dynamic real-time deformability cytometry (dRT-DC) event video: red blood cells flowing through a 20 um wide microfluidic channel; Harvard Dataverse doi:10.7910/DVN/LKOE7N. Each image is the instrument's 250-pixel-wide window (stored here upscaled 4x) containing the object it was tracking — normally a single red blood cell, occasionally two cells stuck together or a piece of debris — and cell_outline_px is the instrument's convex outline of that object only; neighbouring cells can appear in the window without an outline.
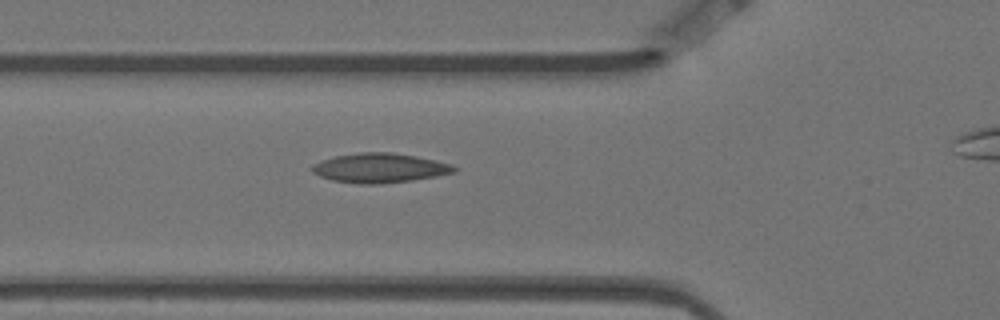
{"species": "Egyptian fruit bat (a non-hibernating species)", "species_latin": "Rousettus aegyptiacus", "temperature_condition": "warm", "stored_images_in_passage": 6, "camera_frame_rate_fps": 3000, "um_per_image_px": 0.085, "animal": {"sex": "female"}, "frame": {"image": 1, "passage_image": 5, "time_ms": 1.333, "image_size_px": [1000, 320], "cell_outline_px": [[456, 172], [436, 176], [412, 180], [380, 184], [356, 184], [332, 180], [320, 176], [312, 172], [308, 168], [312, 164], [320, 160], [336, 156], [360, 152], [392, 152], [416, 156], [452, 164], [456, 168]], "centroid_in_image_um": [32.23, 14.28], "position_along_channel_um": 93.6, "area_um2": 24.57}}